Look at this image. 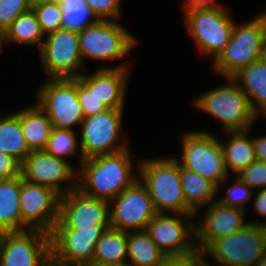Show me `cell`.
<instances>
[{"label":"cell","mask_w":266,"mask_h":266,"mask_svg":"<svg viewBox=\"0 0 266 266\" xmlns=\"http://www.w3.org/2000/svg\"><path fill=\"white\" fill-rule=\"evenodd\" d=\"M131 164L128 148L87 158L78 172L77 188L90 197L111 201L137 180L132 174Z\"/></svg>","instance_id":"obj_1"},{"label":"cell","mask_w":266,"mask_h":266,"mask_svg":"<svg viewBox=\"0 0 266 266\" xmlns=\"http://www.w3.org/2000/svg\"><path fill=\"white\" fill-rule=\"evenodd\" d=\"M138 165L139 179L147 187L158 213L170 210L185 219L196 215L186 204L177 158L146 159L139 161Z\"/></svg>","instance_id":"obj_2"},{"label":"cell","mask_w":266,"mask_h":266,"mask_svg":"<svg viewBox=\"0 0 266 266\" xmlns=\"http://www.w3.org/2000/svg\"><path fill=\"white\" fill-rule=\"evenodd\" d=\"M266 44V12L237 26L234 24L229 43L213 59V68L226 78L261 59Z\"/></svg>","instance_id":"obj_3"},{"label":"cell","mask_w":266,"mask_h":266,"mask_svg":"<svg viewBox=\"0 0 266 266\" xmlns=\"http://www.w3.org/2000/svg\"><path fill=\"white\" fill-rule=\"evenodd\" d=\"M208 253L220 266H255L266 256V221L248 222L240 231L213 240Z\"/></svg>","instance_id":"obj_4"},{"label":"cell","mask_w":266,"mask_h":266,"mask_svg":"<svg viewBox=\"0 0 266 266\" xmlns=\"http://www.w3.org/2000/svg\"><path fill=\"white\" fill-rule=\"evenodd\" d=\"M226 79L231 83L205 92L194 104L222 122L227 133L249 130L257 116L239 84L232 77Z\"/></svg>","instance_id":"obj_5"},{"label":"cell","mask_w":266,"mask_h":266,"mask_svg":"<svg viewBox=\"0 0 266 266\" xmlns=\"http://www.w3.org/2000/svg\"><path fill=\"white\" fill-rule=\"evenodd\" d=\"M181 167L214 182L219 187L227 180L221 142L206 131L187 132L182 138Z\"/></svg>","instance_id":"obj_6"},{"label":"cell","mask_w":266,"mask_h":266,"mask_svg":"<svg viewBox=\"0 0 266 266\" xmlns=\"http://www.w3.org/2000/svg\"><path fill=\"white\" fill-rule=\"evenodd\" d=\"M221 5L214 7L183 8L187 30L200 52L215 59L229 43L234 22Z\"/></svg>","instance_id":"obj_7"},{"label":"cell","mask_w":266,"mask_h":266,"mask_svg":"<svg viewBox=\"0 0 266 266\" xmlns=\"http://www.w3.org/2000/svg\"><path fill=\"white\" fill-rule=\"evenodd\" d=\"M38 105L53 127L72 130L85 118L77 93V78H49L38 90Z\"/></svg>","instance_id":"obj_8"},{"label":"cell","mask_w":266,"mask_h":266,"mask_svg":"<svg viewBox=\"0 0 266 266\" xmlns=\"http://www.w3.org/2000/svg\"><path fill=\"white\" fill-rule=\"evenodd\" d=\"M124 109H108L87 116L81 123V164L85 159L99 155L112 154L127 149L119 143Z\"/></svg>","instance_id":"obj_9"},{"label":"cell","mask_w":266,"mask_h":266,"mask_svg":"<svg viewBox=\"0 0 266 266\" xmlns=\"http://www.w3.org/2000/svg\"><path fill=\"white\" fill-rule=\"evenodd\" d=\"M79 48L83 58L115 60L129 54L137 41L114 20H98L78 32Z\"/></svg>","instance_id":"obj_10"},{"label":"cell","mask_w":266,"mask_h":266,"mask_svg":"<svg viewBox=\"0 0 266 266\" xmlns=\"http://www.w3.org/2000/svg\"><path fill=\"white\" fill-rule=\"evenodd\" d=\"M50 234L42 230L0 233V266H49Z\"/></svg>","instance_id":"obj_11"},{"label":"cell","mask_w":266,"mask_h":266,"mask_svg":"<svg viewBox=\"0 0 266 266\" xmlns=\"http://www.w3.org/2000/svg\"><path fill=\"white\" fill-rule=\"evenodd\" d=\"M59 203L60 195L56 191L29 182L20 175L21 232L28 226V230L50 234L59 218Z\"/></svg>","instance_id":"obj_12"},{"label":"cell","mask_w":266,"mask_h":266,"mask_svg":"<svg viewBox=\"0 0 266 266\" xmlns=\"http://www.w3.org/2000/svg\"><path fill=\"white\" fill-rule=\"evenodd\" d=\"M105 230L102 226L54 228L50 233L51 262L90 265L93 263L96 244Z\"/></svg>","instance_id":"obj_13"},{"label":"cell","mask_w":266,"mask_h":266,"mask_svg":"<svg viewBox=\"0 0 266 266\" xmlns=\"http://www.w3.org/2000/svg\"><path fill=\"white\" fill-rule=\"evenodd\" d=\"M111 228L127 232L128 229L146 230L158 213L145 184L137 178L128 188L109 201Z\"/></svg>","instance_id":"obj_14"},{"label":"cell","mask_w":266,"mask_h":266,"mask_svg":"<svg viewBox=\"0 0 266 266\" xmlns=\"http://www.w3.org/2000/svg\"><path fill=\"white\" fill-rule=\"evenodd\" d=\"M41 62L49 78H77L83 62L79 48L78 32L59 29L45 36Z\"/></svg>","instance_id":"obj_15"},{"label":"cell","mask_w":266,"mask_h":266,"mask_svg":"<svg viewBox=\"0 0 266 266\" xmlns=\"http://www.w3.org/2000/svg\"><path fill=\"white\" fill-rule=\"evenodd\" d=\"M109 201L85 195L76 188L60 196L59 218L54 228H111Z\"/></svg>","instance_id":"obj_16"},{"label":"cell","mask_w":266,"mask_h":266,"mask_svg":"<svg viewBox=\"0 0 266 266\" xmlns=\"http://www.w3.org/2000/svg\"><path fill=\"white\" fill-rule=\"evenodd\" d=\"M20 175L23 179L50 187L60 196L78 187V183L61 186V183L72 181L78 175L66 160L52 156L44 150L31 151L20 163ZM61 186V187H60Z\"/></svg>","instance_id":"obj_17"},{"label":"cell","mask_w":266,"mask_h":266,"mask_svg":"<svg viewBox=\"0 0 266 266\" xmlns=\"http://www.w3.org/2000/svg\"><path fill=\"white\" fill-rule=\"evenodd\" d=\"M177 216H169L165 213H157L148 223L146 231L151 240L167 256L191 255L197 251L195 241V224ZM189 221V222H188Z\"/></svg>","instance_id":"obj_18"},{"label":"cell","mask_w":266,"mask_h":266,"mask_svg":"<svg viewBox=\"0 0 266 266\" xmlns=\"http://www.w3.org/2000/svg\"><path fill=\"white\" fill-rule=\"evenodd\" d=\"M210 206V207H209ZM200 226L195 225L196 248L202 252L213 240L223 238L242 230L246 210L227 207L218 201L210 203ZM201 243V244H200Z\"/></svg>","instance_id":"obj_19"},{"label":"cell","mask_w":266,"mask_h":266,"mask_svg":"<svg viewBox=\"0 0 266 266\" xmlns=\"http://www.w3.org/2000/svg\"><path fill=\"white\" fill-rule=\"evenodd\" d=\"M129 67L126 63L109 68L101 67L92 75L79 78L98 96L109 109H123Z\"/></svg>","instance_id":"obj_20"},{"label":"cell","mask_w":266,"mask_h":266,"mask_svg":"<svg viewBox=\"0 0 266 266\" xmlns=\"http://www.w3.org/2000/svg\"><path fill=\"white\" fill-rule=\"evenodd\" d=\"M232 78L235 82H242L239 86L246 93L256 116L260 113L266 115V63L259 59L241 69Z\"/></svg>","instance_id":"obj_21"},{"label":"cell","mask_w":266,"mask_h":266,"mask_svg":"<svg viewBox=\"0 0 266 266\" xmlns=\"http://www.w3.org/2000/svg\"><path fill=\"white\" fill-rule=\"evenodd\" d=\"M20 121L29 149L44 150L53 129L46 112L37 103L36 106L20 110Z\"/></svg>","instance_id":"obj_22"},{"label":"cell","mask_w":266,"mask_h":266,"mask_svg":"<svg viewBox=\"0 0 266 266\" xmlns=\"http://www.w3.org/2000/svg\"><path fill=\"white\" fill-rule=\"evenodd\" d=\"M20 175L0 181V233L21 232Z\"/></svg>","instance_id":"obj_23"},{"label":"cell","mask_w":266,"mask_h":266,"mask_svg":"<svg viewBox=\"0 0 266 266\" xmlns=\"http://www.w3.org/2000/svg\"><path fill=\"white\" fill-rule=\"evenodd\" d=\"M248 132L250 131L229 132L228 135L230 134L231 137L227 144L221 142L227 171H233L238 174L257 160L253 138L248 139Z\"/></svg>","instance_id":"obj_24"},{"label":"cell","mask_w":266,"mask_h":266,"mask_svg":"<svg viewBox=\"0 0 266 266\" xmlns=\"http://www.w3.org/2000/svg\"><path fill=\"white\" fill-rule=\"evenodd\" d=\"M181 187L187 206L195 213L201 205L210 204L215 200L218 186L199 174L181 167Z\"/></svg>","instance_id":"obj_25"},{"label":"cell","mask_w":266,"mask_h":266,"mask_svg":"<svg viewBox=\"0 0 266 266\" xmlns=\"http://www.w3.org/2000/svg\"><path fill=\"white\" fill-rule=\"evenodd\" d=\"M0 152L21 163L31 152L23 135L20 111L0 118Z\"/></svg>","instance_id":"obj_26"},{"label":"cell","mask_w":266,"mask_h":266,"mask_svg":"<svg viewBox=\"0 0 266 266\" xmlns=\"http://www.w3.org/2000/svg\"><path fill=\"white\" fill-rule=\"evenodd\" d=\"M127 248L131 266H160L167 257L146 230L127 231Z\"/></svg>","instance_id":"obj_27"},{"label":"cell","mask_w":266,"mask_h":266,"mask_svg":"<svg viewBox=\"0 0 266 266\" xmlns=\"http://www.w3.org/2000/svg\"><path fill=\"white\" fill-rule=\"evenodd\" d=\"M128 257L127 232L109 228L97 242L93 262L124 263Z\"/></svg>","instance_id":"obj_28"},{"label":"cell","mask_w":266,"mask_h":266,"mask_svg":"<svg viewBox=\"0 0 266 266\" xmlns=\"http://www.w3.org/2000/svg\"><path fill=\"white\" fill-rule=\"evenodd\" d=\"M38 18L33 9L19 15L5 30V41L38 44L40 49L44 41Z\"/></svg>","instance_id":"obj_29"},{"label":"cell","mask_w":266,"mask_h":266,"mask_svg":"<svg viewBox=\"0 0 266 266\" xmlns=\"http://www.w3.org/2000/svg\"><path fill=\"white\" fill-rule=\"evenodd\" d=\"M59 4L63 29L80 32L98 21L85 0H62Z\"/></svg>","instance_id":"obj_30"},{"label":"cell","mask_w":266,"mask_h":266,"mask_svg":"<svg viewBox=\"0 0 266 266\" xmlns=\"http://www.w3.org/2000/svg\"><path fill=\"white\" fill-rule=\"evenodd\" d=\"M74 130L53 127L44 151L54 157L65 159V155L74 154L78 144Z\"/></svg>","instance_id":"obj_31"},{"label":"cell","mask_w":266,"mask_h":266,"mask_svg":"<svg viewBox=\"0 0 266 266\" xmlns=\"http://www.w3.org/2000/svg\"><path fill=\"white\" fill-rule=\"evenodd\" d=\"M32 9L45 36L62 29V10L59 3H32Z\"/></svg>","instance_id":"obj_32"},{"label":"cell","mask_w":266,"mask_h":266,"mask_svg":"<svg viewBox=\"0 0 266 266\" xmlns=\"http://www.w3.org/2000/svg\"><path fill=\"white\" fill-rule=\"evenodd\" d=\"M32 9V0H0V30L5 31L21 14Z\"/></svg>","instance_id":"obj_33"},{"label":"cell","mask_w":266,"mask_h":266,"mask_svg":"<svg viewBox=\"0 0 266 266\" xmlns=\"http://www.w3.org/2000/svg\"><path fill=\"white\" fill-rule=\"evenodd\" d=\"M77 93L85 117L109 109L79 77H77Z\"/></svg>","instance_id":"obj_34"},{"label":"cell","mask_w":266,"mask_h":266,"mask_svg":"<svg viewBox=\"0 0 266 266\" xmlns=\"http://www.w3.org/2000/svg\"><path fill=\"white\" fill-rule=\"evenodd\" d=\"M250 190L251 188L247 184L236 177L234 184L226 189V196L219 200L217 199V201L227 207L245 210L244 203L247 202L252 194Z\"/></svg>","instance_id":"obj_35"},{"label":"cell","mask_w":266,"mask_h":266,"mask_svg":"<svg viewBox=\"0 0 266 266\" xmlns=\"http://www.w3.org/2000/svg\"><path fill=\"white\" fill-rule=\"evenodd\" d=\"M251 189L259 187V190L266 189V162L256 160L236 175Z\"/></svg>","instance_id":"obj_36"},{"label":"cell","mask_w":266,"mask_h":266,"mask_svg":"<svg viewBox=\"0 0 266 266\" xmlns=\"http://www.w3.org/2000/svg\"><path fill=\"white\" fill-rule=\"evenodd\" d=\"M98 20H113L120 16L121 0H85Z\"/></svg>","instance_id":"obj_37"},{"label":"cell","mask_w":266,"mask_h":266,"mask_svg":"<svg viewBox=\"0 0 266 266\" xmlns=\"http://www.w3.org/2000/svg\"><path fill=\"white\" fill-rule=\"evenodd\" d=\"M20 175V163L11 155L0 152V181Z\"/></svg>","instance_id":"obj_38"},{"label":"cell","mask_w":266,"mask_h":266,"mask_svg":"<svg viewBox=\"0 0 266 266\" xmlns=\"http://www.w3.org/2000/svg\"><path fill=\"white\" fill-rule=\"evenodd\" d=\"M205 262L198 250L191 255L166 257L160 266H201Z\"/></svg>","instance_id":"obj_39"},{"label":"cell","mask_w":266,"mask_h":266,"mask_svg":"<svg viewBox=\"0 0 266 266\" xmlns=\"http://www.w3.org/2000/svg\"><path fill=\"white\" fill-rule=\"evenodd\" d=\"M254 209L261 216H266V189L258 190L254 197Z\"/></svg>","instance_id":"obj_40"},{"label":"cell","mask_w":266,"mask_h":266,"mask_svg":"<svg viewBox=\"0 0 266 266\" xmlns=\"http://www.w3.org/2000/svg\"><path fill=\"white\" fill-rule=\"evenodd\" d=\"M256 159L266 162V136L253 138Z\"/></svg>","instance_id":"obj_41"},{"label":"cell","mask_w":266,"mask_h":266,"mask_svg":"<svg viewBox=\"0 0 266 266\" xmlns=\"http://www.w3.org/2000/svg\"><path fill=\"white\" fill-rule=\"evenodd\" d=\"M219 5L214 2V0H188L182 6L183 8H195V7H214Z\"/></svg>","instance_id":"obj_42"},{"label":"cell","mask_w":266,"mask_h":266,"mask_svg":"<svg viewBox=\"0 0 266 266\" xmlns=\"http://www.w3.org/2000/svg\"><path fill=\"white\" fill-rule=\"evenodd\" d=\"M88 266H131L128 262L124 263H96L93 262Z\"/></svg>","instance_id":"obj_43"},{"label":"cell","mask_w":266,"mask_h":266,"mask_svg":"<svg viewBox=\"0 0 266 266\" xmlns=\"http://www.w3.org/2000/svg\"><path fill=\"white\" fill-rule=\"evenodd\" d=\"M62 0H32V3H60Z\"/></svg>","instance_id":"obj_44"},{"label":"cell","mask_w":266,"mask_h":266,"mask_svg":"<svg viewBox=\"0 0 266 266\" xmlns=\"http://www.w3.org/2000/svg\"><path fill=\"white\" fill-rule=\"evenodd\" d=\"M4 41H5V31L0 30V53L3 47V44H5Z\"/></svg>","instance_id":"obj_45"},{"label":"cell","mask_w":266,"mask_h":266,"mask_svg":"<svg viewBox=\"0 0 266 266\" xmlns=\"http://www.w3.org/2000/svg\"><path fill=\"white\" fill-rule=\"evenodd\" d=\"M255 266H266V256L263 257Z\"/></svg>","instance_id":"obj_46"},{"label":"cell","mask_w":266,"mask_h":266,"mask_svg":"<svg viewBox=\"0 0 266 266\" xmlns=\"http://www.w3.org/2000/svg\"><path fill=\"white\" fill-rule=\"evenodd\" d=\"M49 266H74V265H67V264H60L55 262H50ZM80 266V265H77Z\"/></svg>","instance_id":"obj_47"},{"label":"cell","mask_w":266,"mask_h":266,"mask_svg":"<svg viewBox=\"0 0 266 266\" xmlns=\"http://www.w3.org/2000/svg\"><path fill=\"white\" fill-rule=\"evenodd\" d=\"M261 59L266 63V44L264 45V49L261 55Z\"/></svg>","instance_id":"obj_48"},{"label":"cell","mask_w":266,"mask_h":266,"mask_svg":"<svg viewBox=\"0 0 266 266\" xmlns=\"http://www.w3.org/2000/svg\"><path fill=\"white\" fill-rule=\"evenodd\" d=\"M201 266H210V264H207V262H204Z\"/></svg>","instance_id":"obj_49"}]
</instances>
